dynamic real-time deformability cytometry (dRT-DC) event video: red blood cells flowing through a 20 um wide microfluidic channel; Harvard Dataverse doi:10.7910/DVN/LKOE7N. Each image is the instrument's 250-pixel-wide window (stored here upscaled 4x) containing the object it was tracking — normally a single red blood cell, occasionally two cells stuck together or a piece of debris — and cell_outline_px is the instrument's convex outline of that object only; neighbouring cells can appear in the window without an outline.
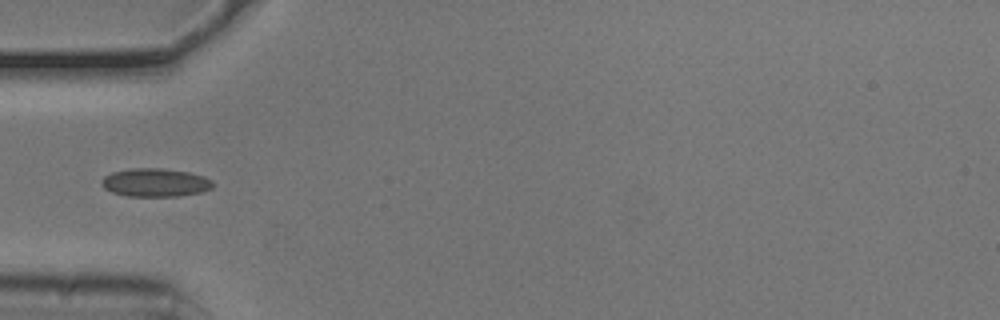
{"species": "common noctule bat (a hibernating species)", "species_latin": "Nyctalus noctula", "temperature_condition": "cold", "stored_images_in_passage": 4, "camera_frame_rate_fps": 3000, "um_per_image_px": 0.085, "animal": {"sex": "male", "body_mass_g": 20.5, "forearm_length_mm": 52.5}, "frame": {"image": 1, "passage_image": 1, "time_ms": 0.0, "image_size_px": [1000, 320], "cell_outline_px": [[216, 184], [212, 188], [200, 192], [176, 196], [128, 196], [112, 192], [104, 188], [100, 184], [100, 180], [104, 176], [112, 172], [132, 168], [164, 168], [188, 172], [204, 176], [212, 180]], "centroid_in_image_um": [13.19, 15.51], "position_along_channel_um": 71.8, "area_um2": 18.5}}
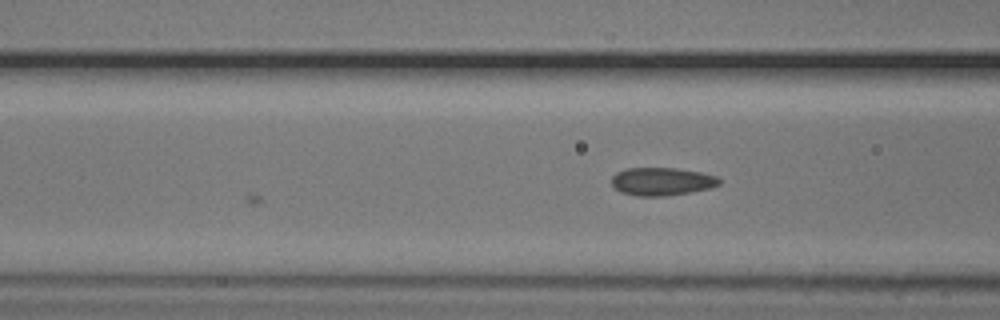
{"frame": {"image": 2, "passage_image": 4, "time_ms": 1.0, "image_size_px": [1000, 320], "cell_outline_px": [[720, 184], [712, 188], [692, 192], [664, 196], [636, 196], [620, 192], [612, 184], [612, 176], [616, 172], [628, 168], [676, 168], [700, 172], [716, 176], [720, 180]], "centroid_in_image_um": [56.26, 15.43], "position_along_channel_um": 110.3, "area_um2": 17.63}}